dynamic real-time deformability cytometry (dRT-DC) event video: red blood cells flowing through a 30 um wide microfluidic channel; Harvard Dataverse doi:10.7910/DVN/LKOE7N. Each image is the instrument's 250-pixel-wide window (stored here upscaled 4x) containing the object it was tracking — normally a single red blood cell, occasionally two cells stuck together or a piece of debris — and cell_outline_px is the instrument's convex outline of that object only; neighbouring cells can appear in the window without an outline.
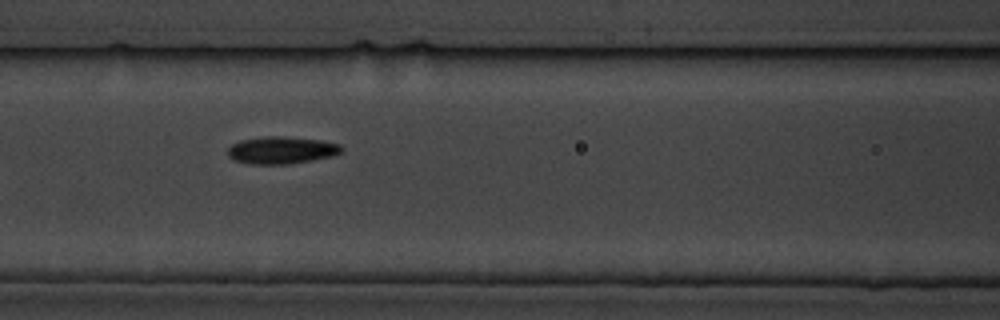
{"species": "common noctule bat (a hibernating species)", "species_latin": "Nyctalus noctula", "temperature_condition": "cold", "stored_images_in_passage": 9, "camera_frame_rate_fps": 3000, "um_per_image_px": 0.085, "animal": {"sex": "male", "body_mass_g": 19.5, "forearm_length_mm": 54.6}, "frame": {"image": 1, "passage_image": 8, "time_ms": 9.0, "image_size_px": [1000, 320], "cell_outline_px": [[344, 152], [332, 156], [312, 160], [288, 164], [248, 164], [236, 160], [228, 156], [228, 148], [232, 144], [240, 140], [264, 136], [284, 136], [320, 140], [340, 144], [344, 148]], "centroid_in_image_um": [23.95, 12.76], "position_along_channel_um": 142.6, "area_um2": 18.21}}
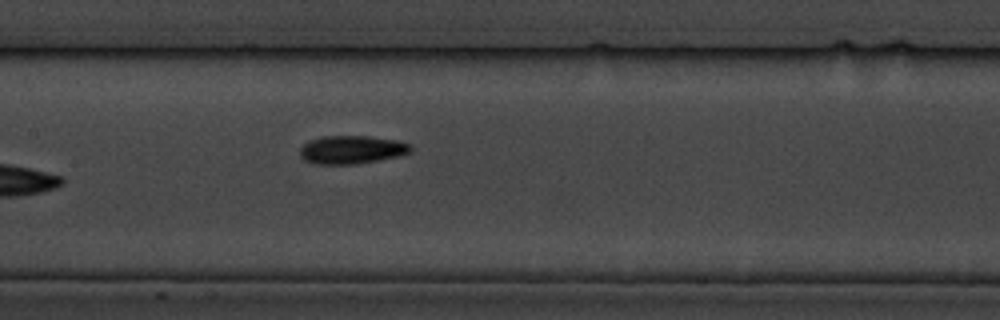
{"frame": {"image": 2, "passage_image": 9, "time_ms": 10.0, "image_size_px": [1000, 320], "cell_outline_px": [[412, 148], [408, 152], [396, 156], [356, 164], [312, 164], [304, 160], [300, 156], [300, 148], [308, 140], [324, 136], [368, 136], [396, 140], [412, 144]], "centroid_in_image_um": [29.84, 12.72], "position_along_channel_um": 177.6, "area_um2": 18.15}}